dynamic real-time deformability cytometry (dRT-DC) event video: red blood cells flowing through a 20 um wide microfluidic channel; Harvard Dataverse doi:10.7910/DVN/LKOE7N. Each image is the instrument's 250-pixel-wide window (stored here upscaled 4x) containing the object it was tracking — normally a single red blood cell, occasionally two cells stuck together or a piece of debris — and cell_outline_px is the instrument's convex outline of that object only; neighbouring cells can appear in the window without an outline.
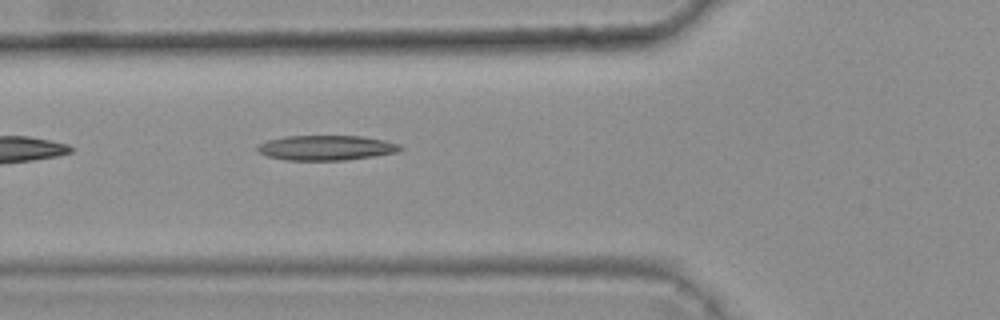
{"species": "common noctule bat (a hibernating species)", "species_latin": "Nyctalus noctula", "temperature_condition": "warm", "stored_images_in_passage": 5, "segment_of_instrument_passage": [1, 2], "camera_frame_rate_fps": 3000, "um_per_image_px": 0.085, "animal": {"sex": "female", "body_mass_g": 25.1}, "frame": {"image": 1, "passage_image": 4, "time_ms": 1.0, "image_size_px": [1000, 320], "cell_outline_px": [[404, 148], [400, 152], [344, 160], [284, 160], [268, 156], [260, 152], [256, 148], [260, 144], [268, 140], [284, 136], [360, 136], [384, 140], [400, 144]], "centroid_in_image_um": [27.76, 12.56], "position_along_channel_um": 98.0, "area_um2": 20.69}}